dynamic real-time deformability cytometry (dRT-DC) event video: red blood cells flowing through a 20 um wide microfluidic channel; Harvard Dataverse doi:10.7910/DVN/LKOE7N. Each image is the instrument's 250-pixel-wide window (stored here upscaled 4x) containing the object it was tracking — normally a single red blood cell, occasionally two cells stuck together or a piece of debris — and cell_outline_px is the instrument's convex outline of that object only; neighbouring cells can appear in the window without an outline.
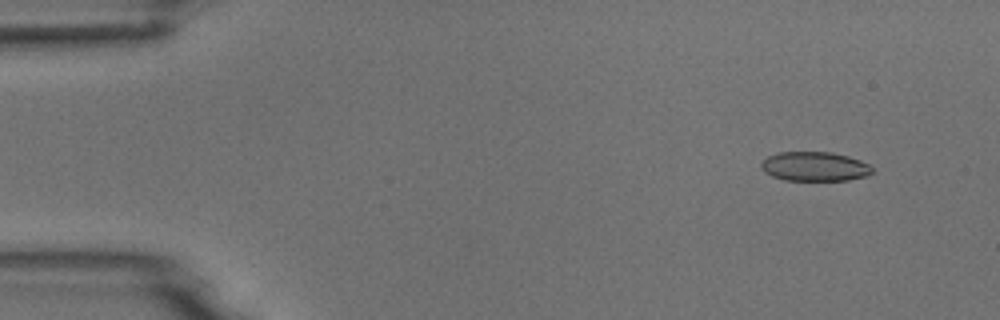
{"species": "common noctule bat (a hibernating species)", "species_latin": "Nyctalus noctula", "temperature_condition": "room temperature", "stored_images_in_passage": 4, "camera_frame_rate_fps": 3000, "um_per_image_px": 0.085, "animal": {"sex": "male", "body_mass_g": 18.8}, "frame": {"image": 1, "passage_image": 1, "time_ms": 0.0, "image_size_px": [1000, 320], "cell_outline_px": [[872, 172], [868, 176], [848, 180], [784, 180], [772, 176], [764, 172], [760, 168], [760, 164], [768, 156], [780, 152], [832, 152], [848, 156], [860, 160], [868, 164], [872, 168]], "centroid_in_image_um": [69.24, 14.15], "position_along_channel_um": 15.8, "area_um2": 19.02}}
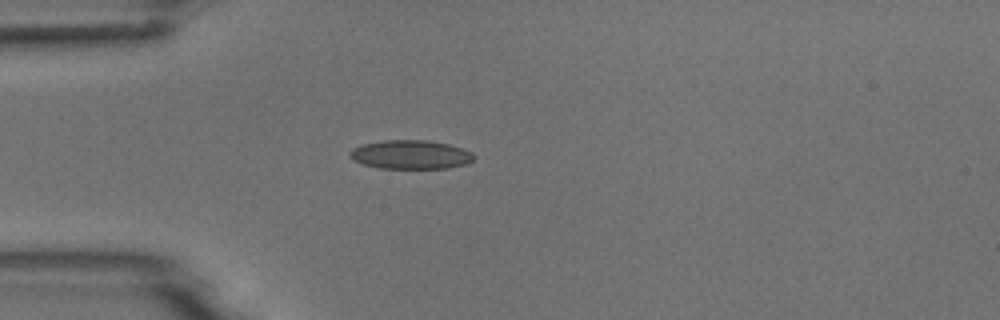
{"frame": {"image": 2, "passage_image": 4, "time_ms": 3.333, "image_size_px": [1000, 320], "cell_outline_px": [[476, 156], [468, 164], [448, 168], [380, 168], [364, 164], [348, 156], [348, 152], [352, 148], [360, 144], [384, 140], [428, 140], [448, 144], [464, 148], [472, 152]], "centroid_in_image_um": [34.92, 13.13], "position_along_channel_um": 50.1, "area_um2": 21.04}}